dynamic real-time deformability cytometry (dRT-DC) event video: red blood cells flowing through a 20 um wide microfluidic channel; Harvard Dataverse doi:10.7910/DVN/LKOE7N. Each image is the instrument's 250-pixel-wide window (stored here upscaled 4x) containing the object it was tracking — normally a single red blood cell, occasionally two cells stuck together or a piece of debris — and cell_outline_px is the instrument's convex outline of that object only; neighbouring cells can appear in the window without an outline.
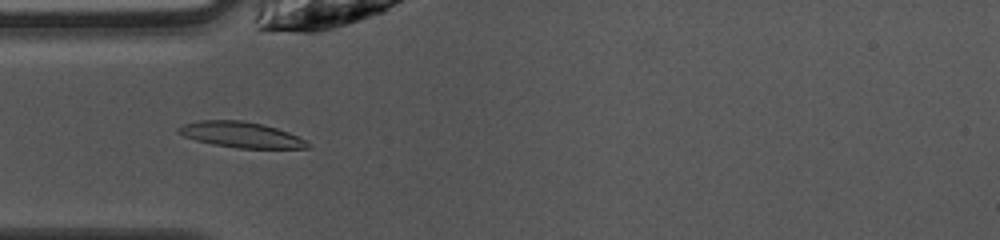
{"species": "common noctule bat (a hibernating species)", "species_latin": "Nyctalus noctula", "temperature_condition": "warm", "stored_images_in_passage": 41, "camera_frame_rate_fps": 3000, "um_per_image_px": 0.085, "animal": {"sex": "female", "body_mass_g": 10.0, "forearm_length_mm": 53.1}, "frame": {"image": 1, "passage_image": 6, "time_ms": 1.667, "image_size_px": [1000, 240], "cell_outline_px": [[312, 144], [308, 148], [240, 148], [212, 144], [196, 140], [184, 136], [176, 132], [176, 128], [184, 124], [200, 120], [244, 120], [264, 124], [288, 132]], "centroid_in_image_um": [20.47, 11.44], "position_along_channel_um": 64.5, "area_um2": 19.31}}
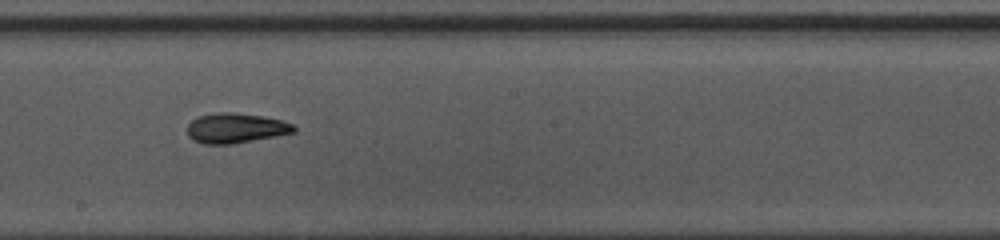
{"frame": {"image": 2, "passage_image": 18, "time_ms": 5.667, "image_size_px": [1000, 240], "cell_outline_px": [[296, 132], [276, 136], [232, 144], [204, 144], [192, 140], [188, 136], [188, 124], [192, 120], [200, 116], [212, 112], [236, 112], [264, 116], [284, 120], [292, 124], [296, 128]], "centroid_in_image_um": [20.05, 10.88], "position_along_channel_um": 228.2, "area_um2": 18.84}}
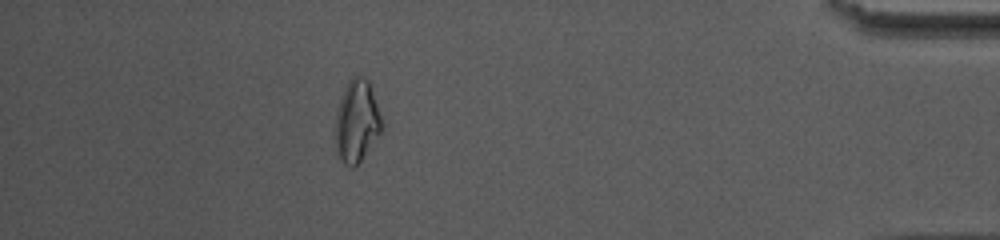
{"frame": {"image": 3, "passage_image": 35, "time_ms": 11.333, "image_size_px": [1000, 240], "cell_outline_px": [[384, 128], [360, 160], [352, 168], [344, 164], [340, 160], [336, 152], [336, 112], [344, 88], [348, 80], [352, 76], [364, 76], [368, 80], [384, 124]], "centroid_in_image_um": [30.33, 10.29], "position_along_channel_um": 404.9, "area_um2": 22.14}, "authors_computed_cell_mechanics": {"area_um2": 18.9584, "velocity_mm_per_s": 4.0617, "shape_relaxation_time_tau1_ms": 7.5223, "shape_relaxation_time_tau2_ms": 2.8171, "deformation_change_tau1": 0.2311, "deformation_change_tau2": 0.0994}}